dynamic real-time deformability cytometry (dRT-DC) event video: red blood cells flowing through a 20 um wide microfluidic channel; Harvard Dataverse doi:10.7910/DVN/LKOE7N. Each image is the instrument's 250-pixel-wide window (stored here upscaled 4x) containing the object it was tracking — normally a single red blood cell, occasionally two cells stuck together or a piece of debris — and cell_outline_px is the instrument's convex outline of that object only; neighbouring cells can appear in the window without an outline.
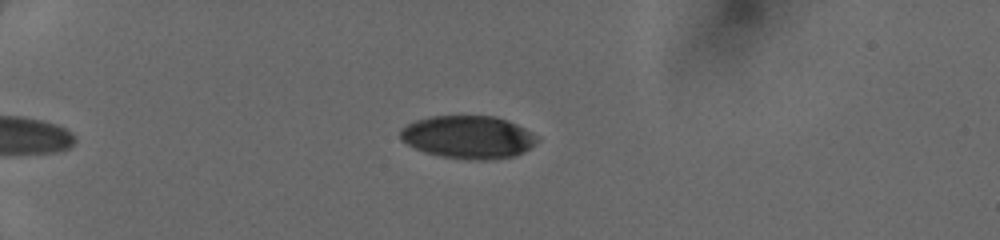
{"species": "human", "species_latin": "Homo sapiens", "temperature_condition": "cold", "stored_images_in_passage": 36, "camera_frame_rate_fps": 3000, "um_per_image_px": 0.085, "donor": {"sex": "female"}, "frame": {"image": 1, "passage_image": 1, "time_ms": 0.0, "image_size_px": [1000, 240], "cell_outline_px": [[540, 140], [524, 152], [516, 156], [488, 160], [468, 160], [440, 156], [424, 152], [400, 140], [400, 128], [416, 120], [428, 116], [496, 116], [508, 120], [540, 136]], "centroid_in_image_um": [39.82, 11.66], "position_along_channel_um": 45.2, "area_um2": 34.56}}
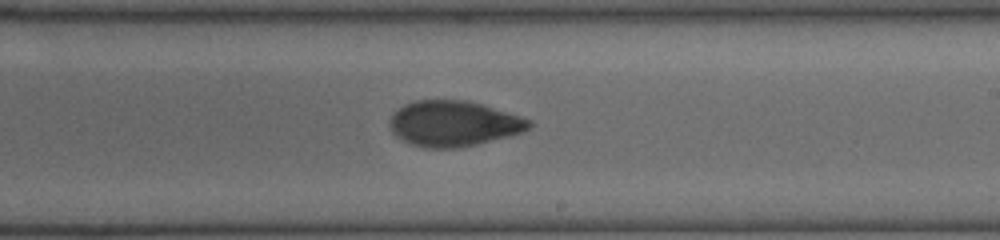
{"frame": {"image": 2, "passage_image": 19, "time_ms": 6.0, "image_size_px": [1000, 240], "cell_outline_px": [[532, 124], [524, 132], [476, 144], [456, 148], [424, 148], [412, 144], [396, 136], [392, 132], [388, 124], [392, 116], [404, 104], [416, 100], [468, 100], [520, 116], [532, 120]], "centroid_in_image_um": [38.55, 10.5], "position_along_channel_um": 250.4, "area_um2": 36.76}}
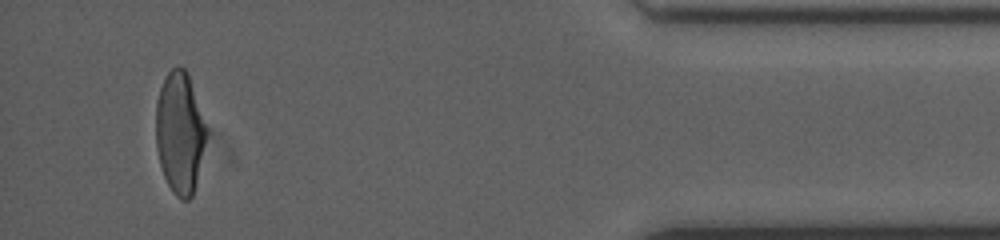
{"frame": {"image": 3, "passage_image": 34, "time_ms": 11.0, "image_size_px": [1000, 240], "cell_outline_px": [[208, 132], [192, 196], [188, 200], [180, 200], [172, 192], [164, 176], [160, 164], [156, 148], [156, 104], [160, 88], [168, 72], [176, 64], [180, 64], [188, 72]], "centroid_in_image_um": [15.27, 11.25], "position_along_channel_um": 419.9, "area_um2": 35.78}}